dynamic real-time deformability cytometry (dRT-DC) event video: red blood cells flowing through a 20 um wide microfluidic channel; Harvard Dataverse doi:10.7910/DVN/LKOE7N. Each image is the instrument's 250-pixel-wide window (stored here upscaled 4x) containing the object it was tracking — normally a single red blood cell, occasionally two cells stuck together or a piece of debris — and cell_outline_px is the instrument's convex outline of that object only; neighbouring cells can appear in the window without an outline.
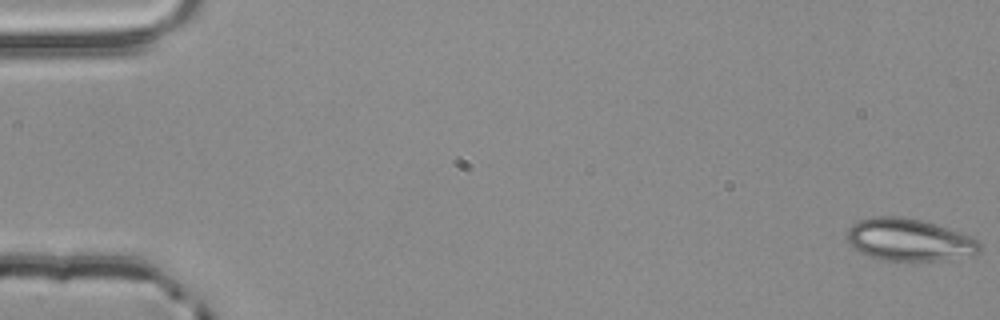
{"species": "common noctule bat (a hibernating species)", "species_latin": "Nyctalus noctula", "temperature_condition": "room temperature", "stored_images_in_passage": 55, "camera_frame_rate_fps": 3000, "um_per_image_px": 0.085, "animal": {"sex": "male", "body_mass_g": 20.4}, "frame": {"image": 1, "passage_image": 1, "time_ms": 0.0, "image_size_px": [1000, 320], "cell_outline_px": [[980, 252], [976, 256], [936, 260], [880, 260], [868, 256], [852, 248], [848, 240], [848, 228], [852, 224], [860, 220], [872, 216], [904, 216], [924, 220], [936, 224], [968, 236], [976, 240], [980, 244]], "centroid_in_image_um": [77.26, 20.38], "position_along_channel_um": 7.7, "area_um2": 32.77}}
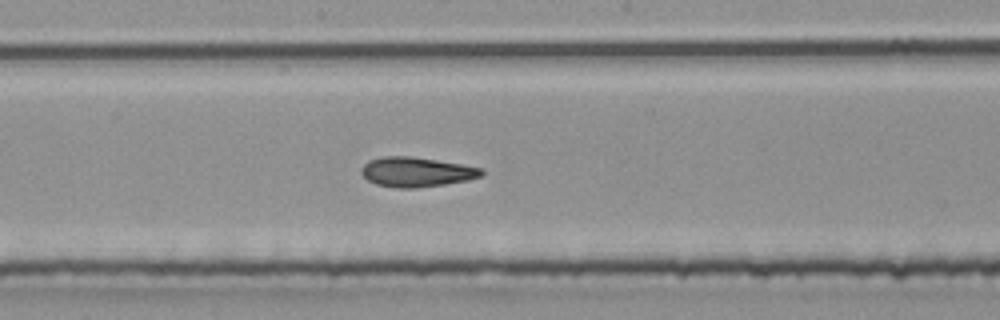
{"frame": {"image": 2, "passage_image": 30, "time_ms": 9.667, "image_size_px": [1000, 320], "cell_outline_px": [[484, 172], [480, 176], [468, 180], [444, 184], [416, 188], [396, 188], [376, 184], [368, 180], [360, 172], [360, 168], [368, 160], [384, 156], [412, 156], [460, 164], [480, 168]], "centroid_in_image_um": [35.34, 14.61], "position_along_channel_um": 212.9, "area_um2": 20.69}}
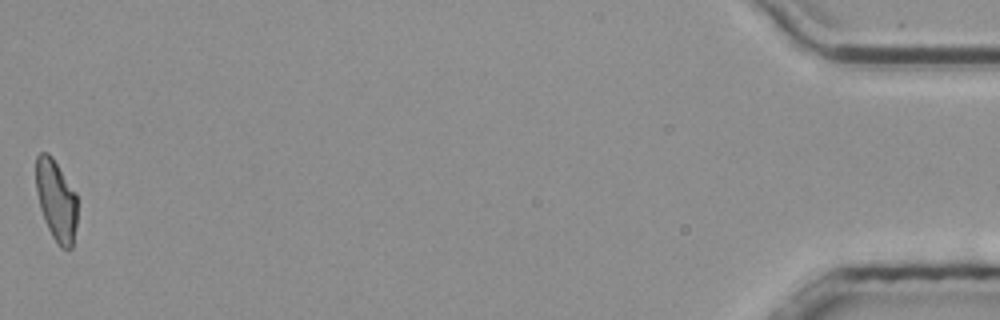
{"frame": {"image": 3, "passage_image": 55, "time_ms": 18.0, "image_size_px": [1000, 320], "cell_outline_px": [[76, 224], [72, 248], [60, 248], [56, 244], [44, 220], [40, 208], [36, 192], [36, 156], [40, 152], [48, 152], [52, 156], [76, 192]], "centroid_in_image_um": [4.77, 17.02], "position_along_channel_um": 430.4, "area_um2": 19.65}, "authors_computed_cell_mechanics": {"area_um2": 20.5768, "velocity_mm_per_s": 3.8483, "shape_relaxation_time_tau1_ms": 7.1655, "shape_relaxation_time_tau2_ms": 1.3832, "deformation_change_tau1": 0.1927, "deformation_change_tau2": 0.0845}}